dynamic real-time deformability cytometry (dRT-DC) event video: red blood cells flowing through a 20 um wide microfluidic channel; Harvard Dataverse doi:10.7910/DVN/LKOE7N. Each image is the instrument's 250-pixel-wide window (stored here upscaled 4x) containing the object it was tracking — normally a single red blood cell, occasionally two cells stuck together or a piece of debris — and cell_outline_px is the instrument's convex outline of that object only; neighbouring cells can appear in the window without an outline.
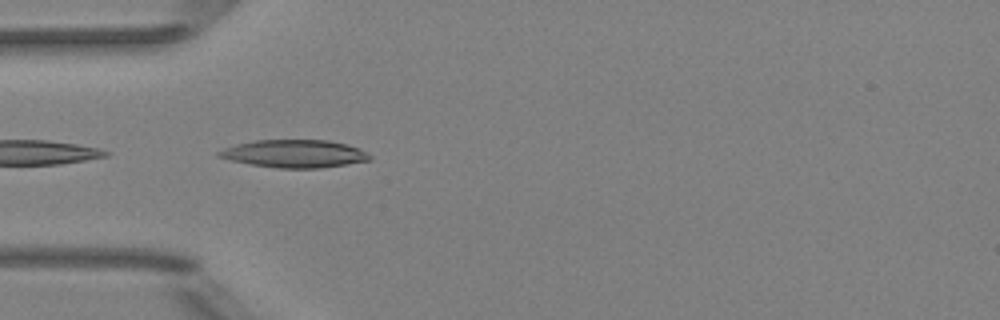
{"species": "Egyptian fruit bat (a non-hibernating species)", "species_latin": "Rousettus aegyptiacus", "temperature_condition": "room temperature", "stored_images_in_passage": 5, "camera_frame_rate_fps": 3000, "um_per_image_px": 0.085, "animal": {"sex": "female"}, "frame": {"image": 1, "passage_image": 4, "time_ms": 4.333, "image_size_px": [1000, 320], "cell_outline_px": [[372, 160], [320, 168], [280, 168], [252, 164], [232, 160], [216, 156], [216, 152], [224, 148], [256, 140], [328, 140], [348, 144], [372, 156]], "centroid_in_image_um": [25.04, 13.06], "position_along_channel_um": 60.0, "area_um2": 24.1}}
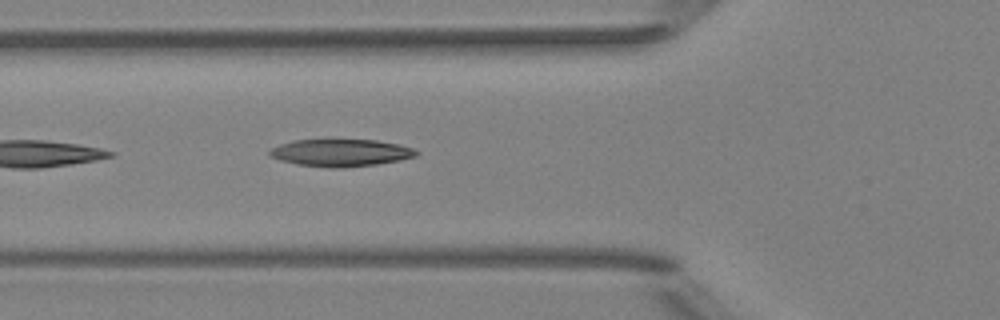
{"frame": {"image": 2, "passage_image": 5, "time_ms": 5.333, "image_size_px": [1000, 320], "cell_outline_px": [[420, 152], [416, 156], [400, 160], [376, 164], [340, 168], [328, 168], [296, 164], [280, 160], [268, 156], [268, 152], [272, 148], [280, 144], [292, 140], [376, 140], [400, 144], [412, 148]], "centroid_in_image_um": [28.95, 12.99], "position_along_channel_um": 96.9, "area_um2": 23.35}}